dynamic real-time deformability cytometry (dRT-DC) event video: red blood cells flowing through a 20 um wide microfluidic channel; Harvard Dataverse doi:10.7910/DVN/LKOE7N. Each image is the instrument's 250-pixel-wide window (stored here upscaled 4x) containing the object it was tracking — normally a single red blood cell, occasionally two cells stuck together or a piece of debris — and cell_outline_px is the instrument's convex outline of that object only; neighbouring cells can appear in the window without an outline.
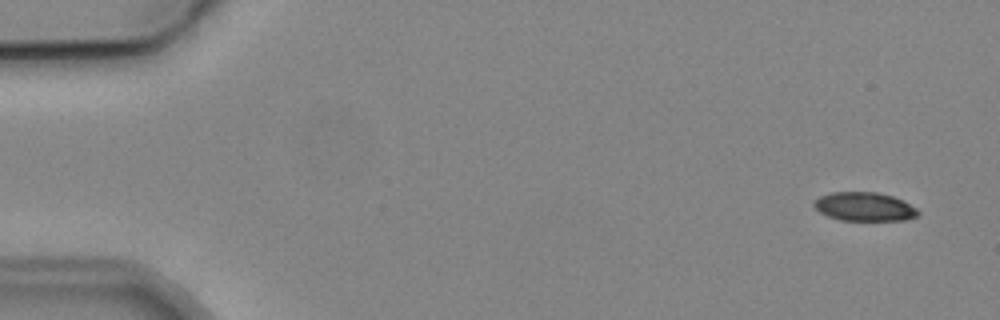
{"species": "common noctule bat (a hibernating species)", "species_latin": "Nyctalus noctula", "temperature_condition": "cold", "stored_images_in_passage": 4, "camera_frame_rate_fps": 3000, "um_per_image_px": 0.085, "animal": {"sex": "male", "body_mass_g": 19.2, "forearm_length_mm": 51.8}, "frame": {"image": 1, "passage_image": 1, "time_ms": 0.0, "image_size_px": [1000, 320], "cell_outline_px": [[920, 212], [916, 216], [904, 220], [840, 220], [828, 216], [820, 212], [812, 204], [820, 196], [832, 192], [876, 192], [892, 196], [904, 200], [916, 208]], "centroid_in_image_um": [73.48, 17.56], "position_along_channel_um": 11.5, "area_um2": 17.34}}
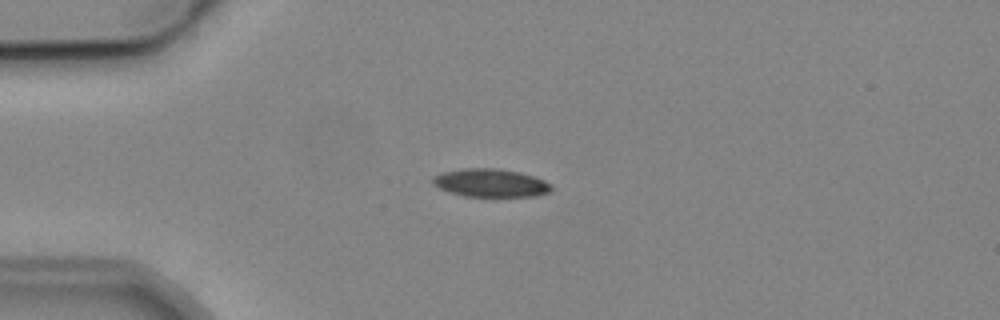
{"frame": {"image": 2, "passage_image": 4, "time_ms": 3.667, "image_size_px": [1000, 320], "cell_outline_px": [[552, 188], [548, 192], [536, 196], [464, 196], [440, 188], [432, 184], [432, 180], [436, 176], [444, 172], [464, 168], [492, 168], [520, 172], [544, 180], [552, 184]], "centroid_in_image_um": [41.73, 15.55], "position_along_channel_um": 43.3, "area_um2": 19.13}}